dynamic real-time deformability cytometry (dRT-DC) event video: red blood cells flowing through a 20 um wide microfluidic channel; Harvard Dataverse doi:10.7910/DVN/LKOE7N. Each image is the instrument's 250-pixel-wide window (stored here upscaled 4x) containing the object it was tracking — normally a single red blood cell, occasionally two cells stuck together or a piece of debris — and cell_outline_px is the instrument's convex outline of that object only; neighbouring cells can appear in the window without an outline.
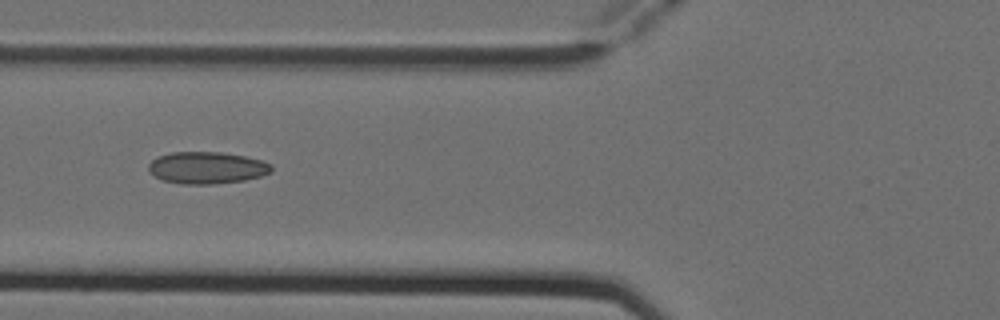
{"species": "Egyptian fruit bat (a non-hibernating species)", "species_latin": "Rousettus aegyptiacus", "temperature_condition": "cold", "stored_images_in_passage": 5, "camera_frame_rate_fps": 3000, "um_per_image_px": 0.085, "animal": {"sex": "female"}, "frame": {"image": 1, "passage_image": 4, "time_ms": 1.0, "image_size_px": [1000, 320], "cell_outline_px": [[272, 172], [260, 176], [244, 180], [216, 184], [180, 184], [164, 180], [148, 172], [148, 164], [156, 156], [172, 152], [220, 152], [244, 156], [264, 160], [272, 164]], "centroid_in_image_um": [17.59, 14.25], "position_along_channel_um": 108.2, "area_um2": 23.06}}
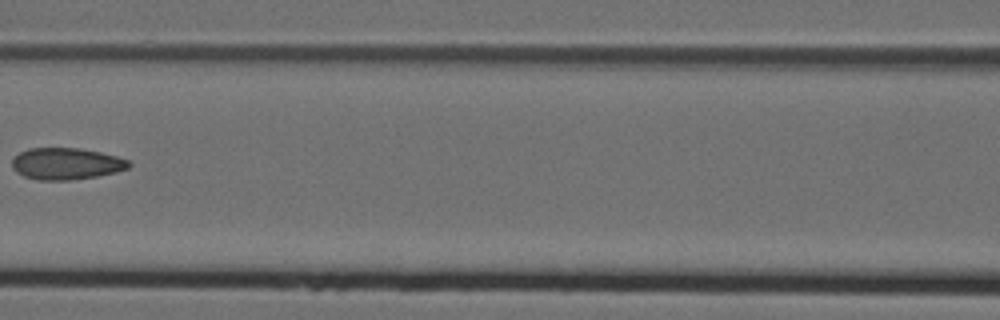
{"frame": {"image": 2, "passage_image": 5, "time_ms": 1.333, "image_size_px": [1000, 320], "cell_outline_px": [[132, 164], [128, 168], [116, 172], [96, 176], [68, 180], [40, 180], [24, 176], [16, 172], [12, 168], [12, 160], [20, 152], [28, 148], [80, 148], [100, 152], [116, 156], [128, 160]], "centroid_in_image_um": [5.62, 13.91], "position_along_channel_um": 161.0, "area_um2": 21.5}}